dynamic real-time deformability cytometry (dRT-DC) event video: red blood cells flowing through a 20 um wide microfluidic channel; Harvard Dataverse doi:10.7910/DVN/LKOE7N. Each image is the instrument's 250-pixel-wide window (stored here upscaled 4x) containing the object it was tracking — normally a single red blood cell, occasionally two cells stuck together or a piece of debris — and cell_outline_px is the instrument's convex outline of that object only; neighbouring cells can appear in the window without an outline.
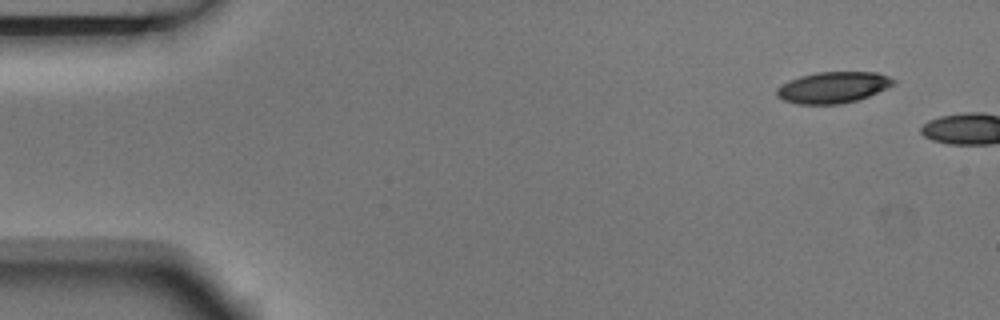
{"species": "Egyptian fruit bat (a non-hibernating species)", "species_latin": "Rousettus aegyptiacus", "temperature_condition": "room temperature", "stored_images_in_passage": 2, "camera_frame_rate_fps": 3000, "um_per_image_px": 0.085, "animal": {"sex": "male"}, "frame": {"image": 1, "passage_image": 1, "time_ms": 0.0, "image_size_px": [1000, 320], "cell_outline_px": [[896, 84], [868, 96], [856, 100], [840, 104], [800, 104], [784, 100], [776, 96], [776, 88], [788, 80], [800, 76], [816, 72], [876, 72], [888, 76], [896, 80]], "centroid_in_image_um": [70.8, 7.42], "position_along_channel_um": 14.2, "area_um2": 21.27}}